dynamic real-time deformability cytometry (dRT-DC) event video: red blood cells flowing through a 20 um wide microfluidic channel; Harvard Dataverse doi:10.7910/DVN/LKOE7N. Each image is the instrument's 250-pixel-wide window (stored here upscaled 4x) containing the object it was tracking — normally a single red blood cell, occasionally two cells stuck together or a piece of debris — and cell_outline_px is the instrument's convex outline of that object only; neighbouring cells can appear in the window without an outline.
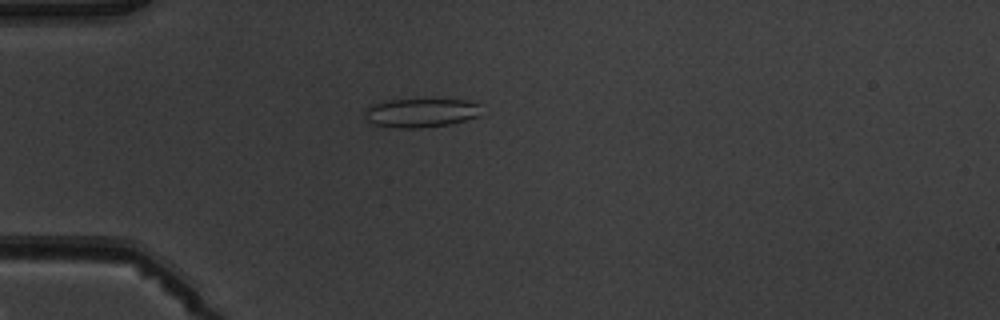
{"species": "common noctule bat (a hibernating species)", "species_latin": "Nyctalus noctula", "temperature_condition": "warm", "stored_images_in_passage": 5, "camera_frame_rate_fps": 3000, "um_per_image_px": 0.085, "animal": {"sex": "male", "body_mass_g": 19.5, "forearm_length_mm": 54.6}, "frame": {"image": 1, "passage_image": 5, "time_ms": 4.667, "image_size_px": [1000, 320], "cell_outline_px": [[480, 116], [448, 124], [420, 128], [396, 128], [376, 124], [368, 120], [364, 116], [364, 112], [372, 104], [388, 100], [464, 100], [480, 104]], "centroid_in_image_um": [35.78, 9.59], "position_along_channel_um": 49.2, "area_um2": 19.36}}